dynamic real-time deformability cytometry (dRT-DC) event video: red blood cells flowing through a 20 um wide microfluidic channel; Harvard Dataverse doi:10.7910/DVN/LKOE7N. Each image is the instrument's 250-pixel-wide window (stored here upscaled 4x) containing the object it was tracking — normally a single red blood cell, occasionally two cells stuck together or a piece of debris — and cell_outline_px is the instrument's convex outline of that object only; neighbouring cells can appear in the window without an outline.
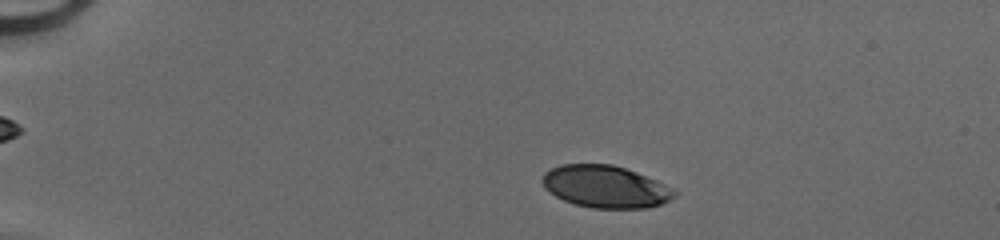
{"species": "human", "species_latin": "Homo sapiens", "temperature_condition": "cold", "stored_images_in_passage": 44, "camera_frame_rate_fps": 3000, "um_per_image_px": 0.085, "donor": {"sex": "male"}, "frame": {"image": 1, "passage_image": 6, "time_ms": 1.667, "image_size_px": [1000, 240], "cell_outline_px": [[676, 196], [660, 204], [648, 208], [592, 208], [576, 204], [564, 200], [548, 192], [544, 188], [544, 172], [560, 164], [612, 164], [636, 172], [656, 180], [672, 188], [676, 192]], "centroid_in_image_um": [51.46, 15.86], "position_along_channel_um": 33.5, "area_um2": 32.25}}
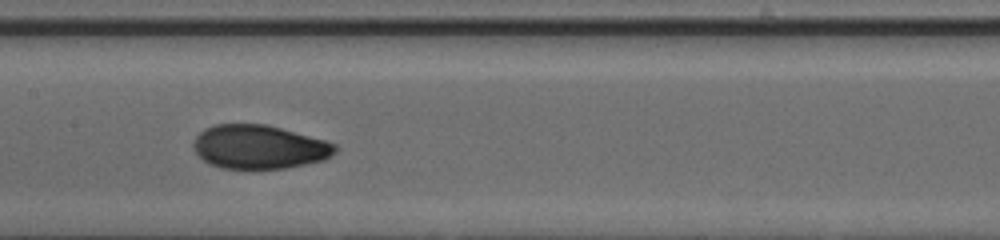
{"frame": {"image": 2, "passage_image": 22, "time_ms": 7.0, "image_size_px": [1000, 240], "cell_outline_px": [[340, 148], [332, 156], [324, 160], [284, 168], [220, 168], [204, 160], [196, 152], [192, 144], [196, 136], [204, 128], [216, 124], [268, 124], [324, 140], [336, 144]], "centroid_in_image_um": [22.05, 12.48], "position_along_channel_um": 185.3, "area_um2": 36.13}}
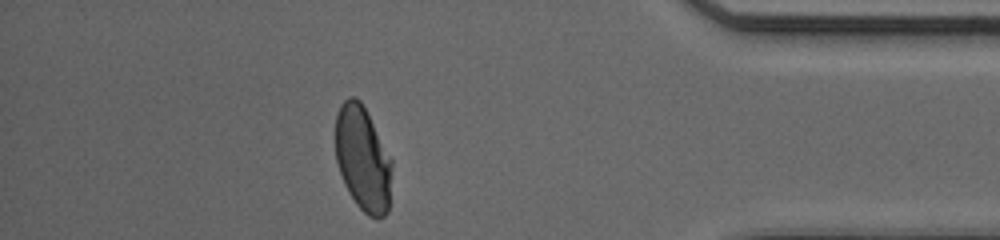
{"frame": {"image": 3, "passage_image": 39, "time_ms": 12.667, "image_size_px": [1000, 240], "cell_outline_px": [[392, 168], [388, 212], [384, 216], [376, 220], [368, 216], [356, 204], [348, 192], [344, 184], [336, 160], [336, 116], [340, 104], [348, 96], [356, 96], [360, 100], [392, 160]], "centroid_in_image_um": [30.84, 13.52], "position_along_channel_um": 404.4, "area_um2": 34.51}}